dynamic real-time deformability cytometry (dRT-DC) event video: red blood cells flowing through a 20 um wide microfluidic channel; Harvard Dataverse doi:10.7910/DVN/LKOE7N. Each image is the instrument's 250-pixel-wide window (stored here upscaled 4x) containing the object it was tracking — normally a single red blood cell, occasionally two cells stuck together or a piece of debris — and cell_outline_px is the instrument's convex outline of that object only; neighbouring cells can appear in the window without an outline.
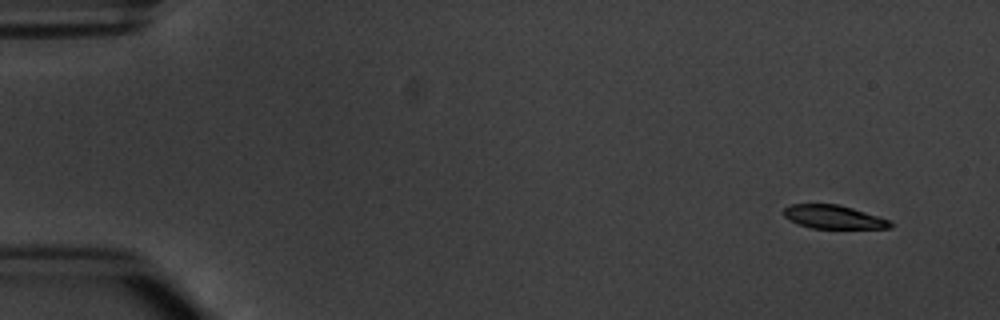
{"species": "common noctule bat (a hibernating species)", "species_latin": "Nyctalus noctula", "temperature_condition": "warm", "stored_images_in_passage": 5, "camera_frame_rate_fps": 3000, "um_per_image_px": 0.085, "animal": {"sex": "male", "body_mass_g": 20.1, "forearm_length_mm": 53.5}, "frame": {"image": 1, "passage_image": 1, "time_ms": 0.0, "image_size_px": [1000, 320], "cell_outline_px": [[892, 228], [812, 228], [800, 224], [784, 216], [784, 208], [792, 204], [840, 204], [892, 220]], "centroid_in_image_um": [70.91, 18.43], "position_along_channel_um": 14.1, "area_um2": 14.51}}